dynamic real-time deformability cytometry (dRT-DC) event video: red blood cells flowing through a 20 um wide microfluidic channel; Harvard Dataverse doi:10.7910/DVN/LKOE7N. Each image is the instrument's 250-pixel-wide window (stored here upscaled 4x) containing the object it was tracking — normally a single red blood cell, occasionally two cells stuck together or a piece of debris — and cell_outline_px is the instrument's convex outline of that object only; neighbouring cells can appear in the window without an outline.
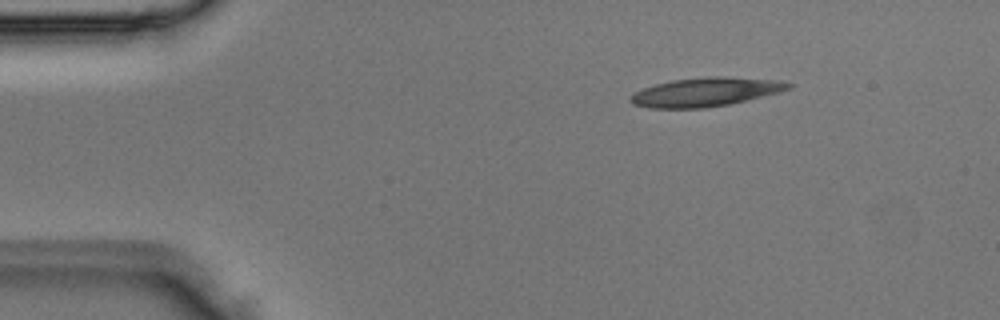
{"species": "Egyptian fruit bat (a non-hibernating species)", "species_latin": "Rousettus aegyptiacus", "temperature_condition": "room temperature", "stored_images_in_passage": 3, "camera_frame_rate_fps": 3000, "um_per_image_px": 0.085, "animal": {"sex": "male"}, "frame": {"image": 1, "passage_image": 1, "time_ms": 0.0, "image_size_px": [1000, 320], "cell_outline_px": [[796, 84], [792, 88], [780, 92], [728, 104], [704, 108], [648, 108], [632, 104], [628, 100], [628, 96], [644, 88], [656, 84], [672, 80], [708, 76], [724, 76], [776, 80]], "centroid_in_image_um": [59.97, 7.82], "position_along_channel_um": 25.0, "area_um2": 26.59}}
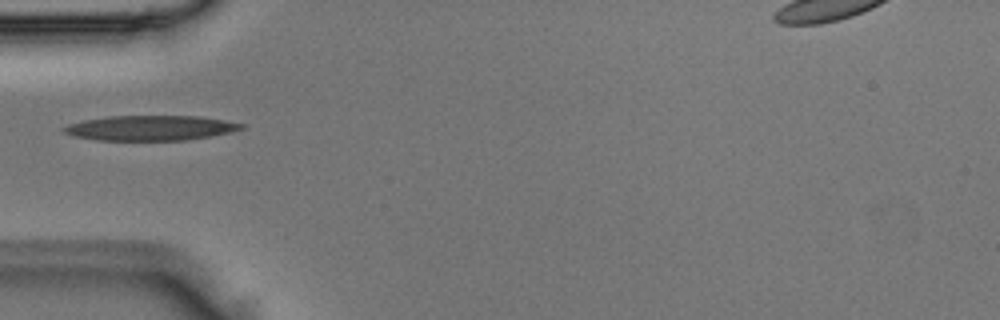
{"frame": {"image": 2, "passage_image": 3, "time_ms": 0.667, "image_size_px": [1000, 320], "cell_outline_px": [[244, 128], [232, 132], [184, 140], [96, 140], [72, 136], [64, 132], [60, 128], [68, 124], [84, 120], [108, 116], [200, 116], [224, 120], [244, 124]], "centroid_in_image_um": [12.75, 10.87], "position_along_channel_um": 72.3, "area_um2": 25.84}}